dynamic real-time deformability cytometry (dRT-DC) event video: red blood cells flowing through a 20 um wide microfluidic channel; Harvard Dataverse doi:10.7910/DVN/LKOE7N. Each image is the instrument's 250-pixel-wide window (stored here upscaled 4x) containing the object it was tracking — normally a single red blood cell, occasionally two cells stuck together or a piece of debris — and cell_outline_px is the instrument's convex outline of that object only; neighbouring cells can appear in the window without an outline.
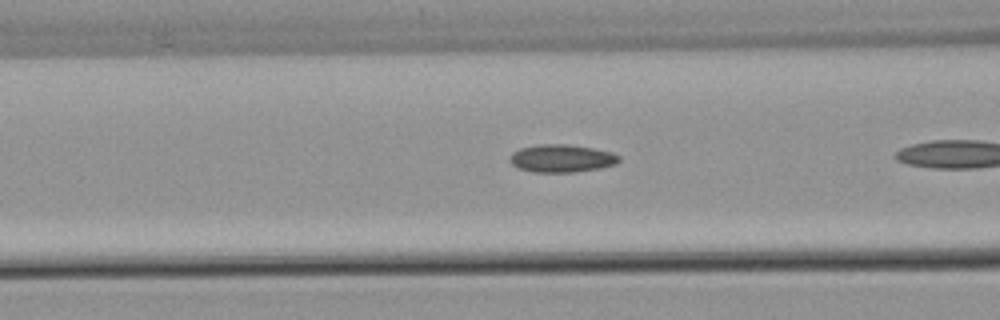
{"species": "common noctule bat (a hibernating species)", "species_latin": "Nyctalus noctula", "temperature_condition": "warm", "stored_images_in_passage": 17, "camera_frame_rate_fps": 3000, "um_per_image_px": 0.085, "animal": {"sex": "male", "body_mass_g": 21.5, "forearm_length_mm": 52.0}, "frame": {"image": 1, "passage_image": 6, "time_ms": 1.667, "image_size_px": [1000, 320], "cell_outline_px": [[620, 156], [612, 164], [596, 168], [568, 172], [540, 172], [520, 168], [512, 164], [512, 156], [520, 148], [588, 148], [608, 152]], "centroid_in_image_um": [47.75, 13.54], "position_along_channel_um": 118.9, "area_um2": 15.26}}
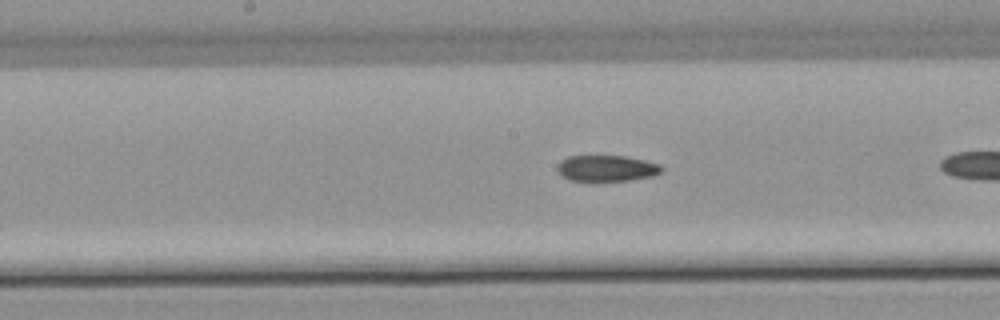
{"frame": {"image": 2, "passage_image": 12, "time_ms": 3.667, "image_size_px": [1000, 320], "cell_outline_px": [[660, 172], [648, 176], [624, 180], [572, 180], [564, 176], [560, 172], [560, 164], [564, 160], [572, 156], [620, 156], [640, 160], [656, 164], [660, 168]], "centroid_in_image_um": [51.53, 14.3], "position_along_channel_um": 196.7, "area_um2": 14.62}}